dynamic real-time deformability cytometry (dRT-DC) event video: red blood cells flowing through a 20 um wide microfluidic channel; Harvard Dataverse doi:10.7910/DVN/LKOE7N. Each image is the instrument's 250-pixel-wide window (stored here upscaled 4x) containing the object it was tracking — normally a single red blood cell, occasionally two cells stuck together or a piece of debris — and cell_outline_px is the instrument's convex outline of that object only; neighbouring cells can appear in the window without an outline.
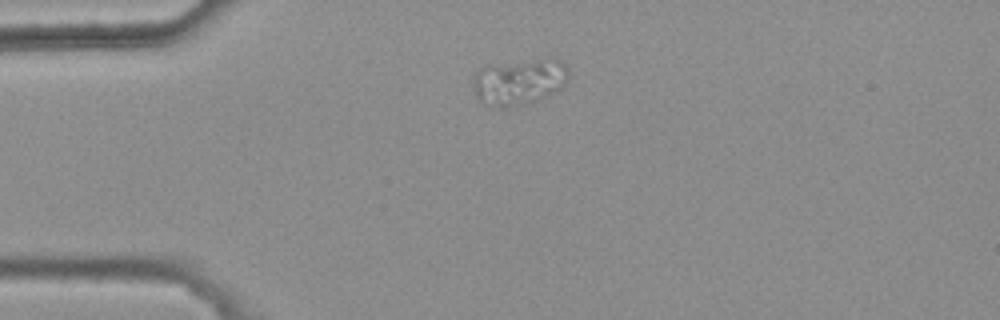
{"species": "common noctule bat (a hibernating species)", "species_latin": "Nyctalus noctula", "temperature_condition": "warm", "stored_images_in_passage": 7, "camera_frame_rate_fps": 3000, "um_per_image_px": 0.085, "animal": {"sex": "female", "body_mass_g": 25.1}, "frame": {"image": 1, "passage_image": 1, "time_ms": 0.0, "image_size_px": [1000, 320], "cell_outline_px": [[568, 76], [564, 84], [560, 88], [552, 92], [524, 104], [508, 108], [500, 108], [484, 104], [476, 100], [472, 84], [472, 80], [476, 72], [484, 64], [552, 56], [556, 56], [568, 68]], "centroid_in_image_um": [44.06, 6.89], "position_along_channel_um": 40.9, "area_um2": 26.53}}
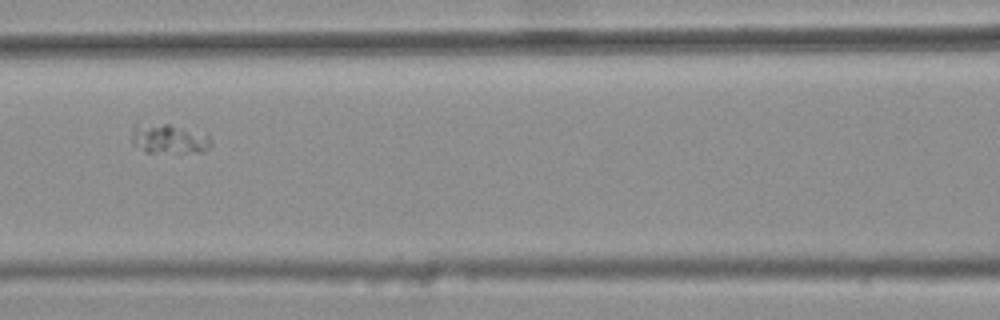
{"frame": {"image": 2, "passage_image": 4, "time_ms": 1.0, "image_size_px": [1000, 320], "cell_outline_px": [[212, 144], [208, 148], [200, 152], [148, 152], [132, 144], [132, 124], [168, 124], [208, 132], [212, 140]], "centroid_in_image_um": [14.41, 11.77], "position_along_channel_um": 152.2, "area_um2": 13.93}}
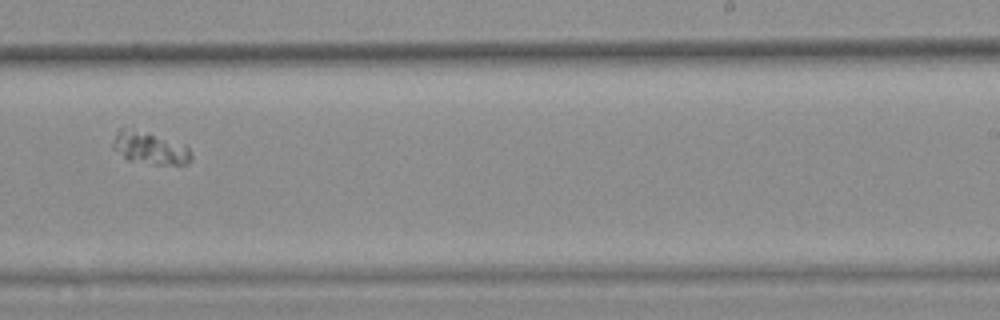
{"frame": {"image": 3, "passage_image": 7, "time_ms": 2.0, "image_size_px": [1000, 320], "cell_outline_px": [[192, 160], [184, 164], [152, 164], [128, 160], [112, 148], [112, 144], [116, 132], [120, 128], [152, 136], [188, 148], [192, 156]], "centroid_in_image_um": [12.68, 12.66], "position_along_channel_um": 276.3, "area_um2": 13.58}}